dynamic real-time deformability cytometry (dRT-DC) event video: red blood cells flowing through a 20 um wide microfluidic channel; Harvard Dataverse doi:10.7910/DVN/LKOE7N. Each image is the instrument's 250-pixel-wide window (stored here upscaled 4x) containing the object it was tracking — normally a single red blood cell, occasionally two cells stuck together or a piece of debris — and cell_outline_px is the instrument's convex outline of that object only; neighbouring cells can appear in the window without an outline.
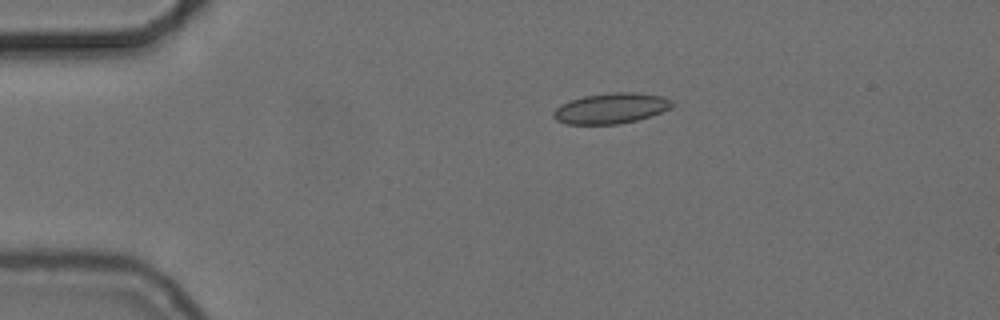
{"species": "common noctule bat (a hibernating species)", "species_latin": "Nyctalus noctula", "temperature_condition": "cold", "stored_images_in_passage": 45, "camera_frame_rate_fps": 3000, "um_per_image_px": 0.085, "animal": {"sex": "female", "body_mass_g": 24.6, "forearm_length_mm": 56.2}, "frame": {"image": 1, "passage_image": 1, "time_ms": 0.0, "image_size_px": [1000, 320], "cell_outline_px": [[672, 108], [636, 120], [620, 124], [568, 124], [556, 120], [552, 116], [552, 112], [560, 104], [568, 100], [584, 96], [612, 92], [636, 92], [660, 96], [672, 100]], "centroid_in_image_um": [51.89, 9.2], "position_along_channel_um": 33.1, "area_um2": 21.1}}
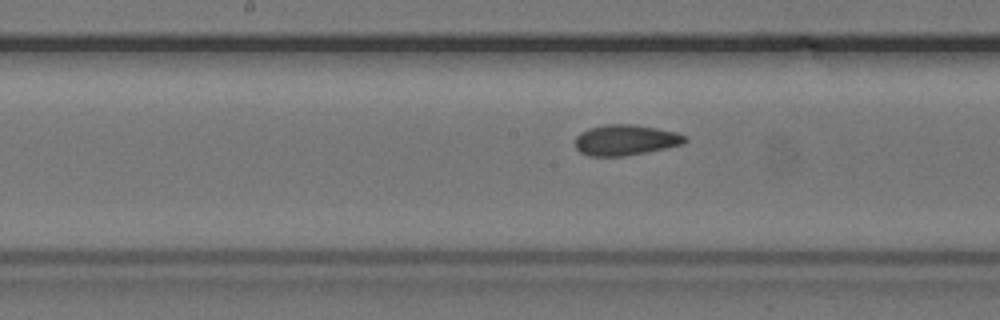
{"frame": {"image": 2, "passage_image": 18, "time_ms": 5.667, "image_size_px": [1000, 320], "cell_outline_px": [[688, 140], [684, 144], [648, 152], [624, 156], [588, 156], [580, 152], [576, 148], [576, 136], [580, 132], [588, 128], [604, 124], [632, 124], [656, 128], [676, 132], [688, 136]], "centroid_in_image_um": [53.18, 11.9], "position_along_channel_um": 195.0, "area_um2": 19.83}}
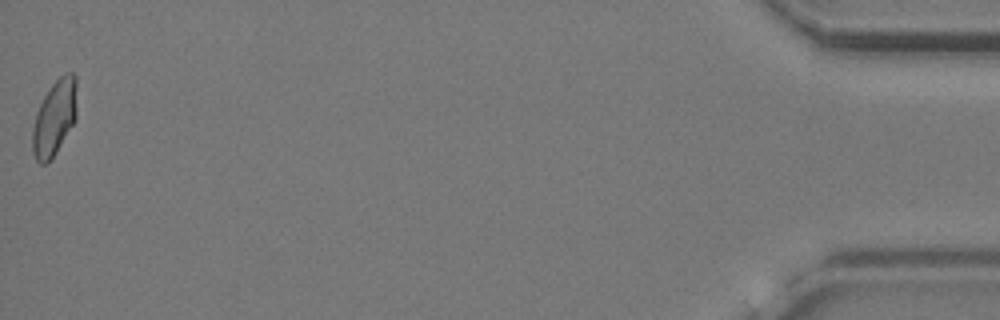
{"frame": {"image": 3, "passage_image": 45, "time_ms": 14.667, "image_size_px": [1000, 320], "cell_outline_px": [[76, 120], [56, 152], [44, 164], [40, 164], [36, 160], [32, 152], [32, 128], [36, 112], [44, 96], [52, 84], [60, 76], [68, 72], [72, 72], [76, 76]], "centroid_in_image_um": [4.63, 10.0], "position_along_channel_um": 430.6, "area_um2": 19.48}, "authors_computed_cell_mechanics": {"area_um2": 19.5942, "velocity_mm_per_s": 3.7102, "shape_relaxation_time_tau1_ms": 5.4345, "shape_relaxation_time_tau2_ms": 1.7634, "deformation_change_tau1": 0.0622, "deformation_change_tau2": 0.0709}}